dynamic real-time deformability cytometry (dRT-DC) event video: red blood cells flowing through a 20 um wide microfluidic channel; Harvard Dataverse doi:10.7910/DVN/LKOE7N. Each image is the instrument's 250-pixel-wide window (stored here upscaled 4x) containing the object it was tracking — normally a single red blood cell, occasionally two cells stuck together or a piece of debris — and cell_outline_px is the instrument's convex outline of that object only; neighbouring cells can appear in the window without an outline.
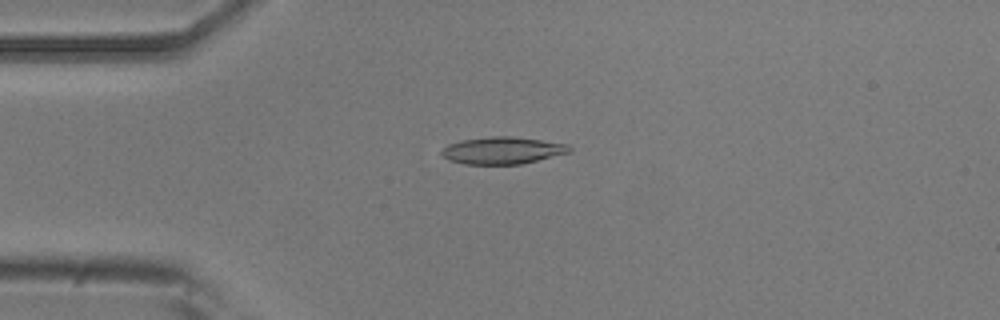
{"species": "common noctule bat (a hibernating species)", "species_latin": "Nyctalus noctula", "temperature_condition": "room temperature", "stored_images_in_passage": 53, "camera_frame_rate_fps": 3000, "um_per_image_px": 0.085, "animal": {"sex": "male", "body_mass_g": 20.5, "forearm_length_mm": 52.5}, "frame": {"image": 1, "passage_image": 13, "time_ms": 4.0, "image_size_px": [1000, 320], "cell_outline_px": [[572, 152], [520, 164], [464, 164], [448, 160], [440, 152], [448, 144], [460, 140], [492, 136], [512, 136], [568, 144], [572, 148]], "centroid_in_image_um": [42.71, 12.78], "position_along_channel_um": 42.3, "area_um2": 20.17}}
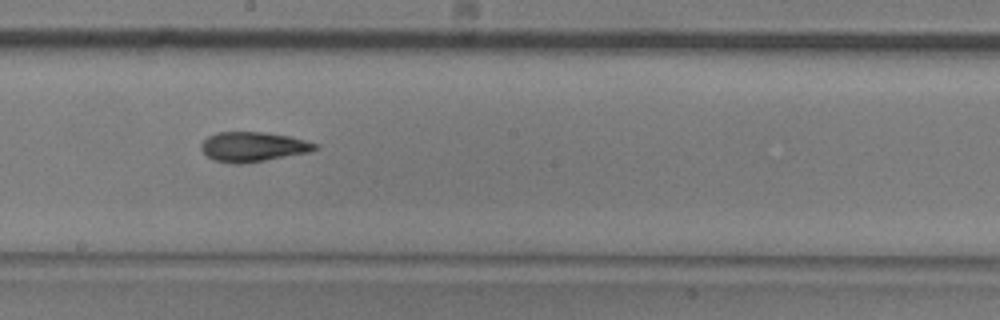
{"frame": {"image": 2, "passage_image": 29, "time_ms": 9.333, "image_size_px": [1000, 320], "cell_outline_px": [[320, 148], [308, 152], [244, 164], [232, 164], [212, 160], [200, 148], [200, 144], [208, 136], [216, 132], [264, 132], [288, 136], [320, 144]], "centroid_in_image_um": [21.49, 12.48], "position_along_channel_um": 226.7, "area_um2": 19.83}}
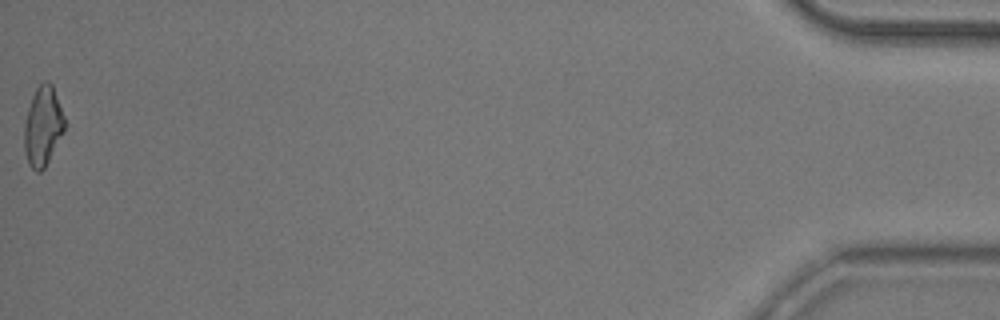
{"frame": {"image": 3, "passage_image": 53, "time_ms": 17.333, "image_size_px": [1000, 320], "cell_outline_px": [[64, 128], [44, 168], [40, 172], [36, 172], [28, 164], [24, 148], [24, 124], [28, 108], [32, 96], [36, 88], [44, 80], [48, 80], [52, 84], [64, 116]], "centroid_in_image_um": [3.61, 10.7], "position_along_channel_um": 431.6, "area_um2": 18.32}, "authors_computed_cell_mechanics": {"area_um2": 19.363, "velocity_mm_per_s": 3.8154, "shape_relaxation_time_tau1_ms": 5.5302, "shape_relaxation_time_tau2_ms": 2.6534, "deformation_change_tau1": 0.1718, "deformation_change_tau2": 0.0992}}